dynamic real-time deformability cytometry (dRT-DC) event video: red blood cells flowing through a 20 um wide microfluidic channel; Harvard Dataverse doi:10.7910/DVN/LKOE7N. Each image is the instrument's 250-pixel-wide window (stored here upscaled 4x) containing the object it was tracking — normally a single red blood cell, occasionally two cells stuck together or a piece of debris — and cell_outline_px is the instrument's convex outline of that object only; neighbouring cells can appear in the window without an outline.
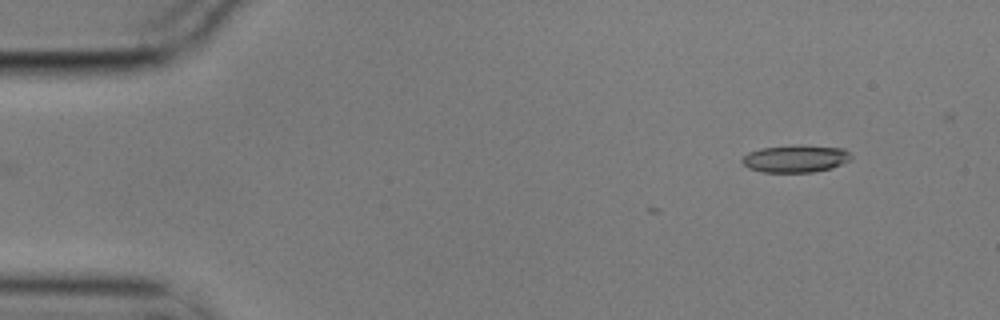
{"species": "common noctule bat (a hibernating species)", "species_latin": "Nyctalus noctula", "temperature_condition": "cold", "stored_images_in_passage": 3, "camera_frame_rate_fps": 3000, "um_per_image_px": 0.085, "animal": {"sex": "male", "body_mass_g": 17.9}, "frame": {"image": 1, "passage_image": 3, "time_ms": 0.667, "image_size_px": [1000, 320], "cell_outline_px": [[852, 160], [832, 168], [812, 172], [764, 172], [748, 168], [740, 160], [748, 152], [760, 148], [800, 144], [844, 148], [852, 156]], "centroid_in_image_um": [67.64, 13.47], "position_along_channel_um": 17.4, "area_um2": 17.63}}